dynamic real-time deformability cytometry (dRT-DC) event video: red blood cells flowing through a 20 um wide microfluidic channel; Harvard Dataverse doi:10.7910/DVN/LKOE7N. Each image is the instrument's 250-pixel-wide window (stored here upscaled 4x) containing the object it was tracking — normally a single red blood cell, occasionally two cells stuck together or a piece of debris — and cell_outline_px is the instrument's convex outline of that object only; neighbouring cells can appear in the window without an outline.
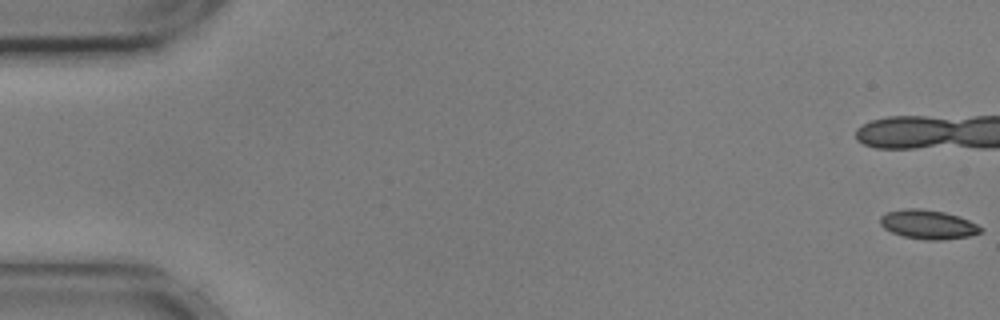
{"species": "common noctule bat (a hibernating species)", "species_latin": "Nyctalus noctula", "temperature_condition": "cold", "stored_images_in_passage": 50, "camera_frame_rate_fps": 3000, "um_per_image_px": 0.085, "animal": {"sex": "male", "body_mass_g": 17.9, "forearm_length_mm": 54.2}, "frame": {"image": 1, "passage_image": 1, "time_ms": 0.0, "image_size_px": [1000, 320], "cell_outline_px": [[984, 228], [980, 232], [968, 236], [944, 240], [924, 240], [904, 236], [892, 232], [884, 228], [880, 224], [880, 216], [888, 212], [904, 208], [920, 208], [944, 212], [968, 220]], "centroid_in_image_um": [78.87, 19.08], "position_along_channel_um": 6.1, "area_um2": 16.94}, "authors_computed_cell_mechanics": {"area_um2": 16.8776, "velocity_mm_per_s": 3.6051, "shape_relaxation_time_tau1_ms": 4.8433, "shape_relaxation_time_tau2_ms": 5.124, "deformation_change_tau1": 0.1112, "deformation_change_tau2": 0.1046}}